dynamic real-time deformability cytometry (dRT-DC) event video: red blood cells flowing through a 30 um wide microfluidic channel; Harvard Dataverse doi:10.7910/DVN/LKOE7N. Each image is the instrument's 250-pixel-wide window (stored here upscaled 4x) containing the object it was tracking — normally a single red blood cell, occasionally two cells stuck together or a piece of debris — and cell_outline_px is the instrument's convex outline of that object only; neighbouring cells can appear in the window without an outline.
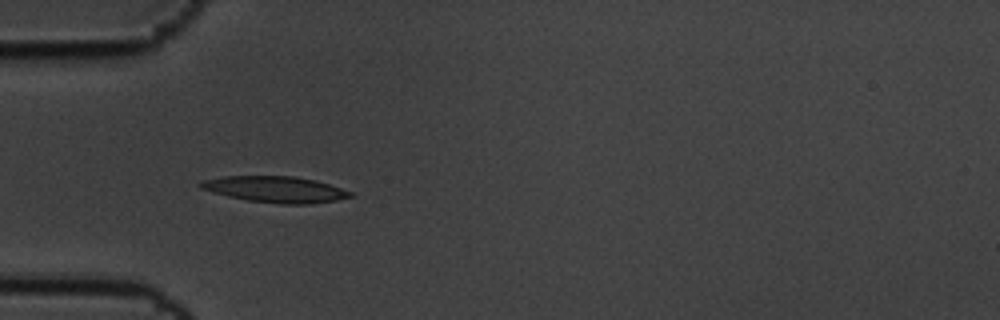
{"species": "common noctule bat (a hibernating species)", "species_latin": "Nyctalus noctula", "temperature_condition": "cold", "stored_images_in_passage": 6, "camera_frame_rate_fps": 3000, "um_per_image_px": 0.085, "animal": {"sex": "male", "body_mass_g": 19.5, "forearm_length_mm": 54.6}, "frame": {"image": 1, "passage_image": 6, "time_ms": 1.667, "image_size_px": [1000, 320], "cell_outline_px": [[356, 196], [336, 200], [308, 204], [280, 204], [248, 200], [228, 196], [212, 192], [200, 188], [196, 184], [200, 180], [224, 176], [296, 176], [316, 180], [352, 192]], "centroid_in_image_um": [23.38, 16.09], "position_along_channel_um": 61.6, "area_um2": 22.95}}